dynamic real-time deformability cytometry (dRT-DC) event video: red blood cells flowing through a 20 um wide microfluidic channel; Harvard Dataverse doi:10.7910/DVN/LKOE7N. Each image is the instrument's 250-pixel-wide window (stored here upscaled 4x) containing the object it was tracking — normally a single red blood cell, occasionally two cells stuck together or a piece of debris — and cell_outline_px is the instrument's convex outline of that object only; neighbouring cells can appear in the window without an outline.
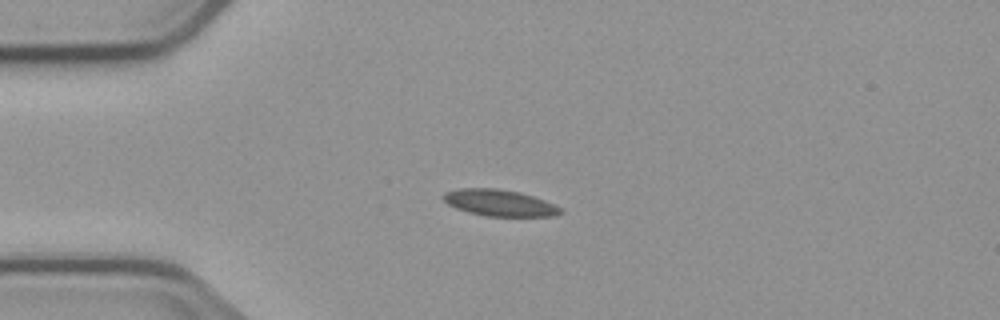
{"species": "common noctule bat (a hibernating species)", "species_latin": "Nyctalus noctula", "temperature_condition": "cold", "stored_images_in_passage": 4, "camera_frame_rate_fps": 3000, "um_per_image_px": 0.085, "animal": {"sex": "male", "body_mass_g": 23.1, "forearm_length_mm": 52.7}, "frame": {"image": 1, "passage_image": 3, "time_ms": 2.667, "image_size_px": [1000, 320], "cell_outline_px": [[564, 212], [552, 216], [484, 216], [468, 212], [456, 208], [448, 204], [440, 196], [444, 192], [460, 188], [496, 188], [520, 192], [544, 200], [564, 208]], "centroid_in_image_um": [42.45, 17.24], "position_along_channel_um": 42.5, "area_um2": 18.21}}